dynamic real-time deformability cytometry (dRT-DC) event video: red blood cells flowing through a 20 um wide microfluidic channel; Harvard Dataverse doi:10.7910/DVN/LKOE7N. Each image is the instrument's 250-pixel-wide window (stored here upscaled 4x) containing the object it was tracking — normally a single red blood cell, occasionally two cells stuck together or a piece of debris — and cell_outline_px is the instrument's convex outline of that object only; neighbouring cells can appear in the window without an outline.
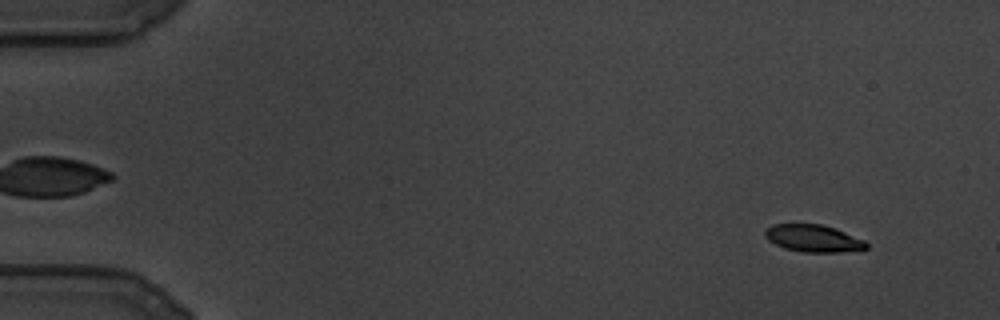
{"species": "common noctule bat (a hibernating species)", "species_latin": "Nyctalus noctula", "temperature_condition": "cold", "stored_images_in_passage": 114, "camera_frame_rate_fps": 3000, "um_per_image_px": 0.085, "animal": {"sex": "male", "body_mass_g": 19.5, "forearm_length_mm": 54.6}, "frame": {"image": 1, "passage_image": 10, "time_ms": 3.0, "image_size_px": [1000, 320], "cell_outline_px": [[868, 248], [840, 252], [804, 252], [784, 248], [768, 240], [764, 236], [764, 228], [772, 224], [820, 224], [836, 228], [864, 240], [868, 244]], "centroid_in_image_um": [69.1, 20.25], "position_along_channel_um": 15.9, "area_um2": 16.13}}
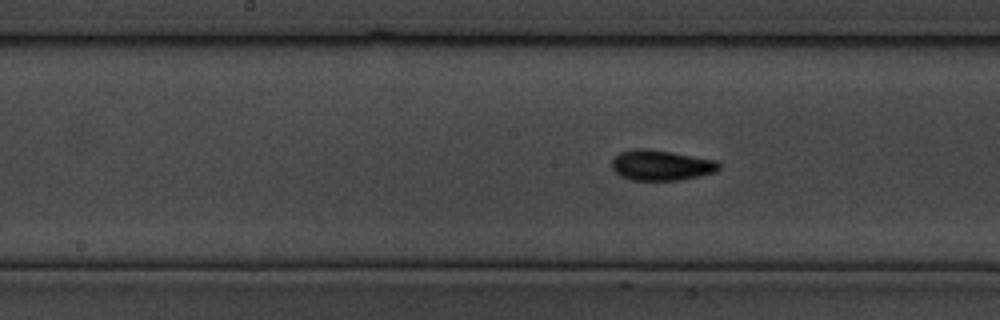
{"frame": {"image": 2, "passage_image": 60, "time_ms": 19.667, "image_size_px": [1000, 320], "cell_outline_px": [[720, 168], [716, 172], [680, 180], [632, 180], [620, 176], [612, 168], [612, 160], [620, 152], [632, 148], [648, 148], [716, 160], [720, 164]], "centroid_in_image_um": [56.19, 14.04], "position_along_channel_um": 192.0, "area_um2": 19.02}}
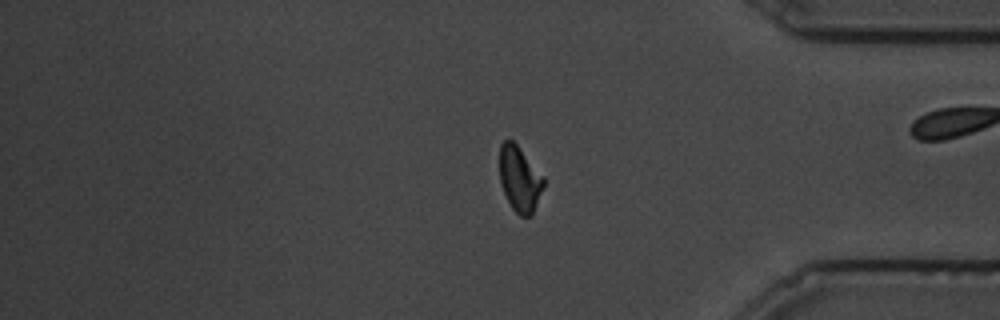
{"frame": {"image": 3, "passage_image": 97, "time_ms": 32.0, "image_size_px": [1000, 320], "cell_outline_px": [[544, 188], [532, 216], [520, 216], [512, 208], [504, 192], [500, 180], [500, 144], [508, 136], [516, 144], [544, 176]], "centroid_in_image_um": [44.19, 15.2], "position_along_channel_um": 391.0, "area_um2": 16.88}}